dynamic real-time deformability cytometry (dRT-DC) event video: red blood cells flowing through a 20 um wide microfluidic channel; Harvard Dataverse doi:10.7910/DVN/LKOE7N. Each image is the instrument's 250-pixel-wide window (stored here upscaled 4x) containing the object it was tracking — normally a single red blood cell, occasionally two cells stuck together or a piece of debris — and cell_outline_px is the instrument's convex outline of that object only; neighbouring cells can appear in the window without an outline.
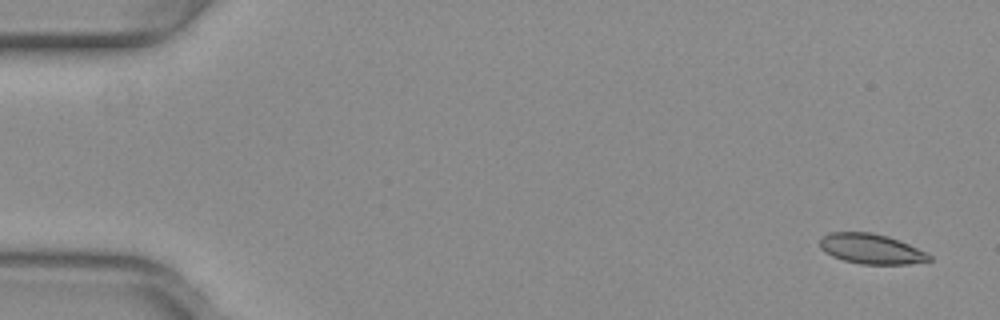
{"species": "common noctule bat (a hibernating species)", "species_latin": "Nyctalus noctula", "temperature_condition": "warm", "stored_images_in_passage": 53, "camera_frame_rate_fps": 3000, "um_per_image_px": 0.085, "animal": {"sex": "female", "body_mass_g": 29.2, "forearm_length_mm": 56.3}, "frame": {"image": 1, "passage_image": 3, "time_ms": 0.667, "image_size_px": [1000, 320], "cell_outline_px": [[932, 260], [908, 264], [860, 264], [844, 260], [832, 256], [824, 252], [820, 248], [820, 240], [828, 232], [872, 232], [888, 236], [908, 244], [932, 256]], "centroid_in_image_um": [74.02, 21.15], "position_along_channel_um": 11.0, "area_um2": 19.07}}
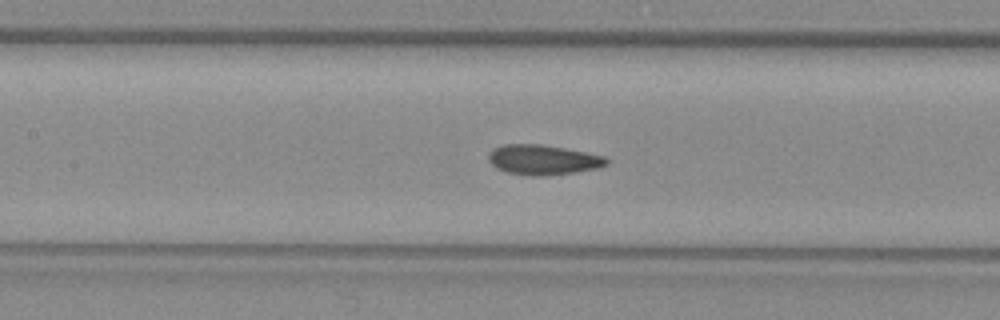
{"frame": {"image": 2, "passage_image": 25, "time_ms": 8.0, "image_size_px": [1000, 320], "cell_outline_px": [[608, 164], [596, 168], [576, 172], [544, 176], [532, 176], [504, 172], [496, 168], [488, 160], [488, 152], [504, 144], [540, 144], [564, 148], [604, 156], [608, 160]], "centroid_in_image_um": [46.12, 13.59], "position_along_channel_um": 161.3, "area_um2": 20.58}}
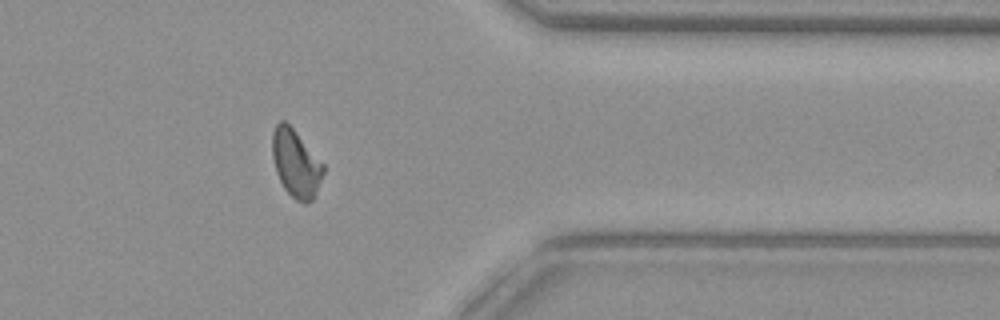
{"frame": {"image": 3, "passage_image": 43, "time_ms": 14.0, "image_size_px": [1000, 320], "cell_outline_px": [[324, 172], [316, 192], [312, 200], [304, 204], [296, 200], [284, 188], [276, 172], [272, 156], [272, 132], [276, 124], [280, 120], [284, 120], [292, 128], [324, 164]], "centroid_in_image_um": [25.13, 13.89], "position_along_channel_um": 386.3, "area_um2": 19.88}, "authors_computed_cell_mechanics": {"area_um2": 19.9988, "velocity_mm_per_s": 4.0015, "shape_relaxation_time_tau1_ms": null, "shape_relaxation_time_tau2_ms": 1.8518, "deformation_change_tau1": null, "deformation_change_tau2": 0.0717}}